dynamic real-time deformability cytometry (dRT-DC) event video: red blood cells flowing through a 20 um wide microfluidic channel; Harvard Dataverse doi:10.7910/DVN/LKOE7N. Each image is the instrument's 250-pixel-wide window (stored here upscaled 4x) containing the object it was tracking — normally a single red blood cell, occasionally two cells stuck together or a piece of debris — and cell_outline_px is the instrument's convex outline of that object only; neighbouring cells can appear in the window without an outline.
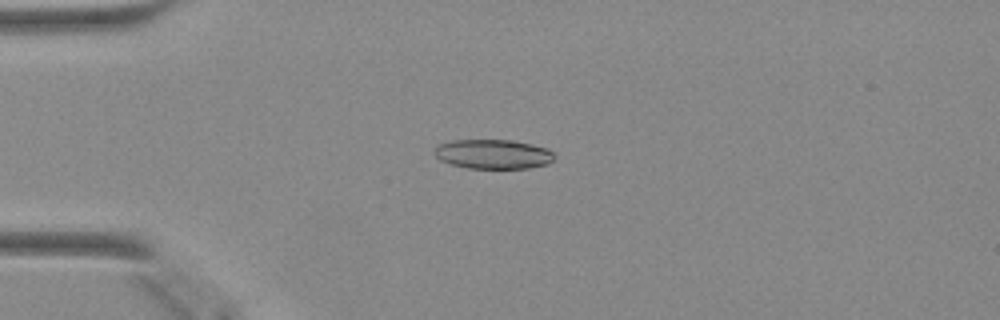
{"species": "Egyptian fruit bat (a non-hibernating species)", "species_latin": "Rousettus aegyptiacus", "temperature_condition": "warm", "stored_images_in_passage": 43, "camera_frame_rate_fps": 3000, "um_per_image_px": 0.085, "animal": {"sex": "female"}, "frame": {"image": 1, "passage_image": 7, "time_ms": 2.0, "image_size_px": [1000, 320], "cell_outline_px": [[556, 156], [548, 164], [528, 168], [468, 168], [452, 164], [440, 160], [432, 152], [440, 144], [452, 140], [512, 140], [532, 144], [548, 148]], "centroid_in_image_um": [41.94, 13.09], "position_along_channel_um": 43.1, "area_um2": 20.58}}
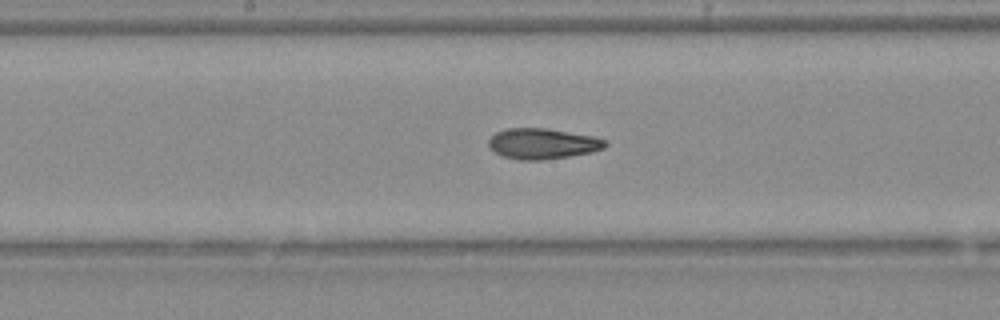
{"frame": {"image": 2, "passage_image": 20, "time_ms": 6.333, "image_size_px": [1000, 320], "cell_outline_px": [[608, 144], [604, 148], [592, 152], [568, 156], [540, 160], [520, 160], [500, 156], [488, 144], [488, 140], [496, 132], [504, 128], [544, 128], [592, 136], [604, 140]], "centroid_in_image_um": [46.08, 12.21], "position_along_channel_um": 202.1, "area_um2": 20.63}}
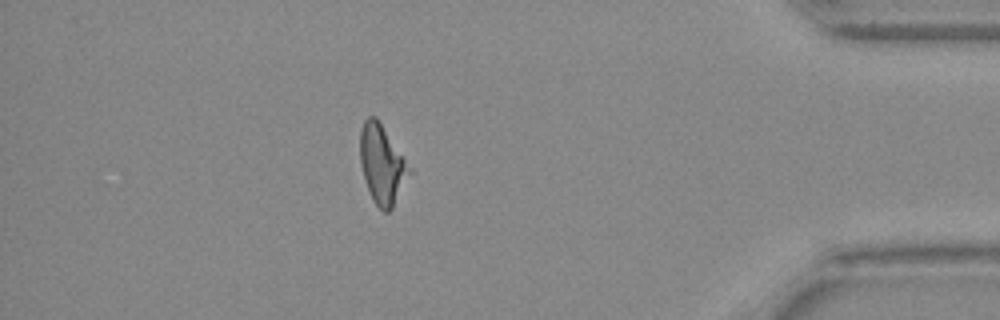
{"frame": {"image": 3, "passage_image": 37, "time_ms": 12.0, "image_size_px": [1000, 320], "cell_outline_px": [[412, 172], [392, 208], [388, 212], [384, 212], [372, 200], [364, 176], [360, 160], [360, 132], [364, 120], [368, 116], [376, 116], [412, 168]], "centroid_in_image_um": [32.49, 13.96], "position_along_channel_um": 402.7, "area_um2": 22.54}}